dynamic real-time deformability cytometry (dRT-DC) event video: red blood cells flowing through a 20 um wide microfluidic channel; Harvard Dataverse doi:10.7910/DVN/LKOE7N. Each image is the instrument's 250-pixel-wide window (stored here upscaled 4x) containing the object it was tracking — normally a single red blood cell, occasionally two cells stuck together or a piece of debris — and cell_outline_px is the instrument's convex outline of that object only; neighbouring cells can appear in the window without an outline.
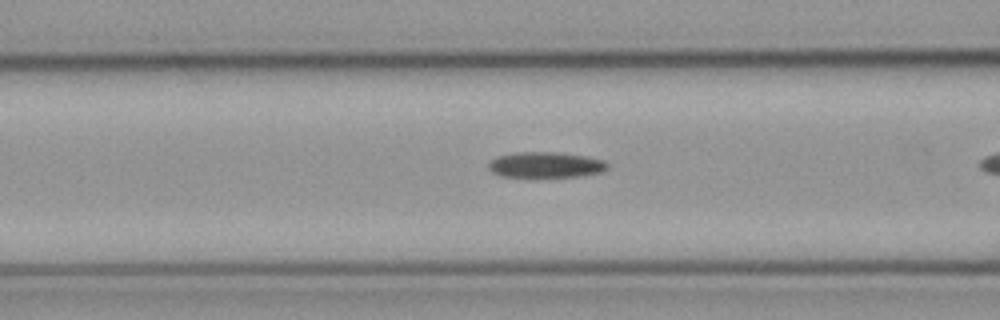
{"species": "common noctule bat (a hibernating species)", "species_latin": "Nyctalus noctula", "temperature_condition": "cold", "stored_images_in_passage": 8, "camera_frame_rate_fps": 3000, "um_per_image_px": 0.085, "animal": {"sex": "male", "body_mass_g": 23.1, "forearm_length_mm": 52.7}, "frame": {"image": 1, "passage_image": 7, "time_ms": 2.0, "image_size_px": [1000, 320], "cell_outline_px": [[608, 168], [600, 172], [576, 176], [536, 180], [504, 176], [492, 172], [488, 168], [488, 164], [496, 156], [516, 152], [560, 152], [584, 156], [604, 160], [608, 164]], "centroid_in_image_um": [46.33, 14.05], "position_along_channel_um": 120.3, "area_um2": 18.55}}